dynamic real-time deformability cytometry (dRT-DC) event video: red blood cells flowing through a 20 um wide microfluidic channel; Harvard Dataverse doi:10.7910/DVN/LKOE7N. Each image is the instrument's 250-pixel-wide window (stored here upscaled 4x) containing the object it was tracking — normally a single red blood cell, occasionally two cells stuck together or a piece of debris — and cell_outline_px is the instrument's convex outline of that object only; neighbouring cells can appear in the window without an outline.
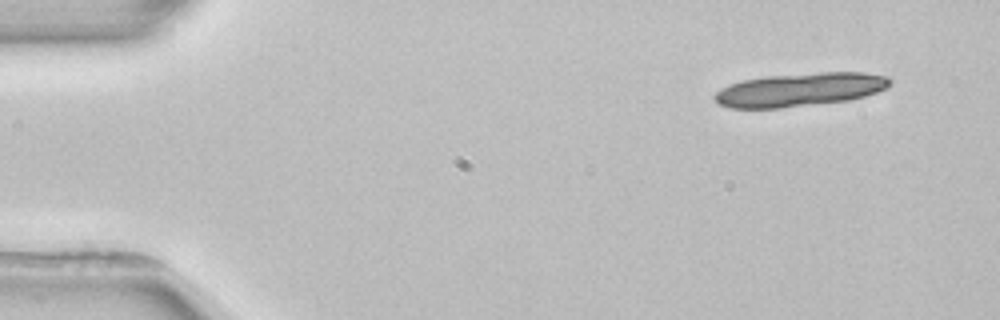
{"species": "common noctule bat (a hibernating species)", "species_latin": "Nyctalus noctula", "temperature_condition": "room temperature", "stored_images_in_passage": 4, "camera_frame_rate_fps": 3000, "um_per_image_px": 0.085, "animal": {"sex": "female", "body_mass_g": 22.7, "forearm_length_mm": 54.2}, "frame": {"image": 1, "passage_image": 1, "time_ms": 0.0, "image_size_px": [1000, 320], "cell_outline_px": [[892, 84], [888, 88], [864, 96], [848, 100], [780, 108], [728, 108], [720, 104], [712, 96], [716, 92], [728, 84], [744, 80], [768, 76], [820, 72], [864, 72], [888, 76], [892, 80]], "centroid_in_image_um": [68.02, 7.61], "position_along_channel_um": 17.0, "area_um2": 34.22}}
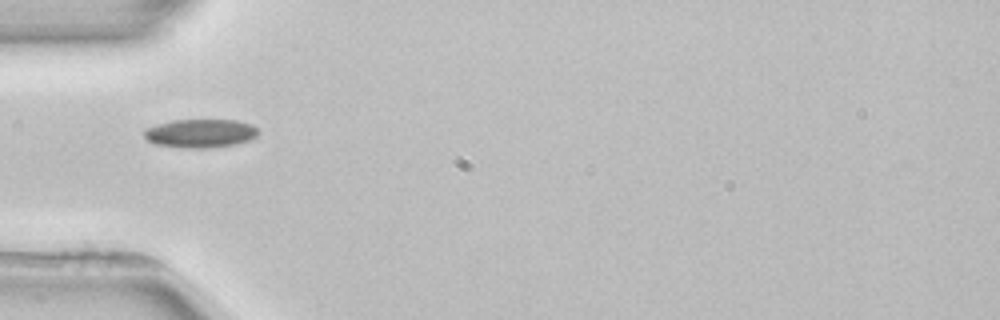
{"frame": {"image": 2, "passage_image": 4, "time_ms": 4.333, "image_size_px": [1000, 320], "cell_outline_px": [[260, 132], [256, 136], [248, 140], [236, 144], [208, 148], [184, 148], [156, 144], [148, 140], [144, 136], [144, 128], [172, 120], [236, 120], [252, 124]], "centroid_in_image_um": [17.03, 11.33], "position_along_channel_um": 68.0, "area_um2": 19.02}}